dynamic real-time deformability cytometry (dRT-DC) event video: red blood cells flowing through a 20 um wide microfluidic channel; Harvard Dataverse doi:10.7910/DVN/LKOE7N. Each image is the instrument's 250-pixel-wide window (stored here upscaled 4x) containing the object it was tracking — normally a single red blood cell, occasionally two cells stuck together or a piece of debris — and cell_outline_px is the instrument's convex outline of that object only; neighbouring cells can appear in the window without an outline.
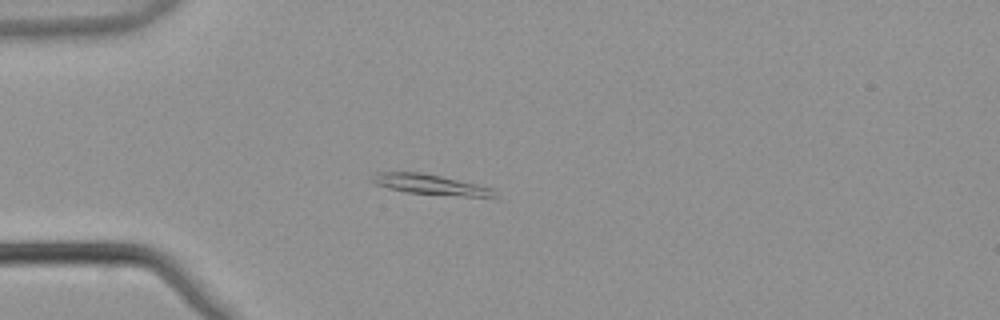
{"species": "common noctule bat (a hibernating species)", "species_latin": "Nyctalus noctula", "temperature_condition": "warm", "stored_images_in_passage": 42, "camera_frame_rate_fps": 3000, "um_per_image_px": 0.085, "animal": {"sex": "male", "body_mass_g": 21.5, "forearm_length_mm": 52.0}, "frame": {"image": 1, "passage_image": 3, "time_ms": 0.667, "image_size_px": [1000, 320], "cell_outline_px": [[496, 196], [464, 196], [408, 192], [388, 188], [376, 184], [372, 180], [376, 172], [420, 172], [440, 176], [476, 184], [492, 188]], "centroid_in_image_um": [36.54, 15.67], "position_along_channel_um": 48.5, "area_um2": 13.87}}
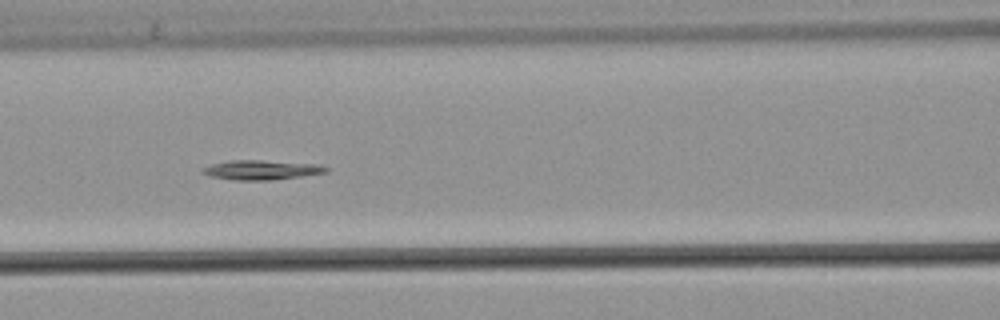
{"frame": {"image": 2, "passage_image": 12, "time_ms": 3.667, "image_size_px": [1000, 320], "cell_outline_px": [[328, 172], [272, 180], [232, 180], [208, 176], [200, 172], [204, 168], [212, 164], [228, 160], [260, 160], [316, 164], [328, 168]], "centroid_in_image_um": [22.17, 14.44], "position_along_channel_um": 144.4, "area_um2": 13.99}}
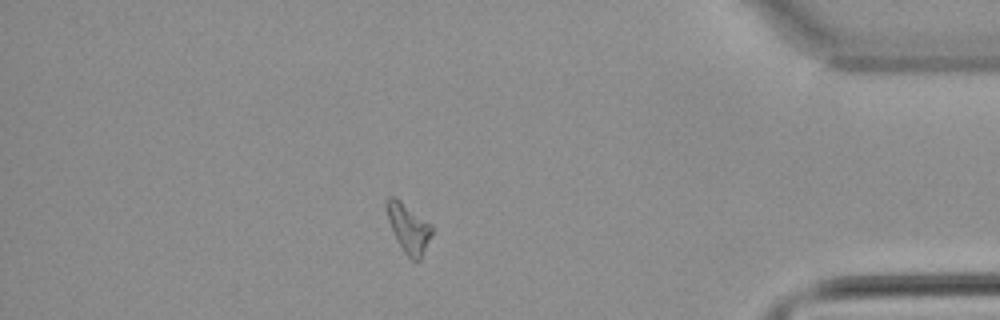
{"frame": {"image": 3, "passage_image": 35, "time_ms": 11.333, "image_size_px": [1000, 320], "cell_outline_px": [[432, 232], [420, 260], [412, 260], [404, 252], [388, 220], [384, 204], [388, 196], [396, 196], [432, 224]], "centroid_in_image_um": [34.71, 19.32], "position_along_channel_um": 400.5, "area_um2": 12.83}, "authors_computed_cell_mechanics": {"area_um2": 13.0917, "velocity_mm_per_s": 3.816, "shape_relaxation_time_tau1_ms": 6.4411, "shape_relaxation_time_tau2_ms": null, "deformation_change_tau1": 0.1717, "deformation_change_tau2": null}}